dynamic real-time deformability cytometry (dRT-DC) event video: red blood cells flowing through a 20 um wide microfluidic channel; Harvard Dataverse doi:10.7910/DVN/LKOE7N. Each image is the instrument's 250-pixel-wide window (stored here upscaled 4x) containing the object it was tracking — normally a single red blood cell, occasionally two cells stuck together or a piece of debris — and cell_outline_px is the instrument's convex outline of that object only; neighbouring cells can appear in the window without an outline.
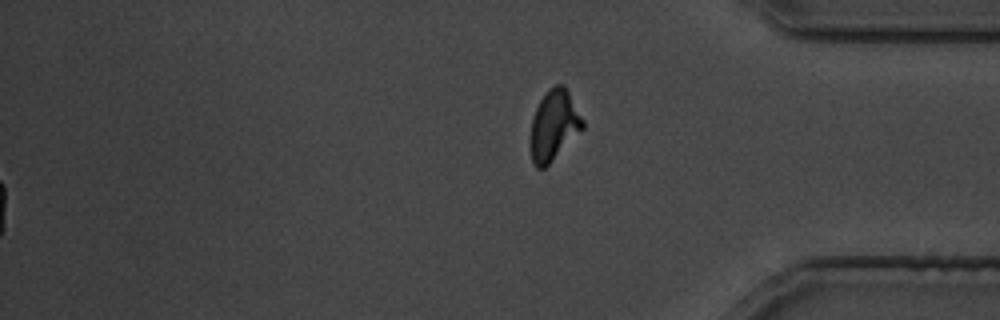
{"species": "common noctule bat (a hibernating species)", "species_latin": "Nyctalus noctula", "temperature_condition": "cold", "stored_images_in_passage": 37, "segment_of_instrument_passage": [2, 2], "camera_frame_rate_fps": 3000, "um_per_image_px": 0.085, "animal": {"sex": "male", "body_mass_g": 19.5, "forearm_length_mm": 54.6}, "frame": {"image": 1, "passage_image": 37, "time_ms": 44.667, "image_size_px": [1000, 320], "cell_outline_px": [[584, 128], [544, 168], [536, 168], [532, 164], [532, 116], [540, 100], [548, 88], [556, 84], [564, 84], [584, 120]], "centroid_in_image_um": [47.1, 10.62], "position_along_channel_um": 388.1, "area_um2": 21.04}}